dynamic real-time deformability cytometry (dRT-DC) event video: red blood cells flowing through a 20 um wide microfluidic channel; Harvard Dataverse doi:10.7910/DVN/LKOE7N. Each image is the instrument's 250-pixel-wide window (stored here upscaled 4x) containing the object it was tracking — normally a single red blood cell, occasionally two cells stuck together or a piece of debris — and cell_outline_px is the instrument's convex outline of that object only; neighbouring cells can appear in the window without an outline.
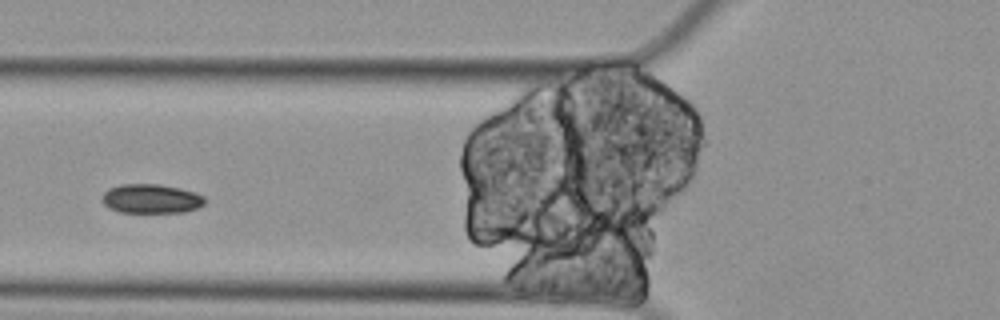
{"species": "Egyptian fruit bat (a non-hibernating species)", "species_latin": "Rousettus aegyptiacus", "temperature_condition": "cold", "stored_images_in_passage": 7, "segment_of_instrument_passage": [2, 2], "camera_frame_rate_fps": 3000, "um_per_image_px": 0.085, "animal": {"sex": "female"}, "frame": {"image": 1, "passage_image": 5, "time_ms": 1.333, "image_size_px": [1000, 320], "cell_outline_px": [[204, 204], [196, 208], [184, 212], [120, 212], [108, 208], [100, 200], [104, 192], [108, 188], [120, 184], [160, 184], [180, 188], [196, 192], [204, 196]], "centroid_in_image_um": [12.82, 16.88], "position_along_channel_um": 113.0, "area_um2": 17.63}}
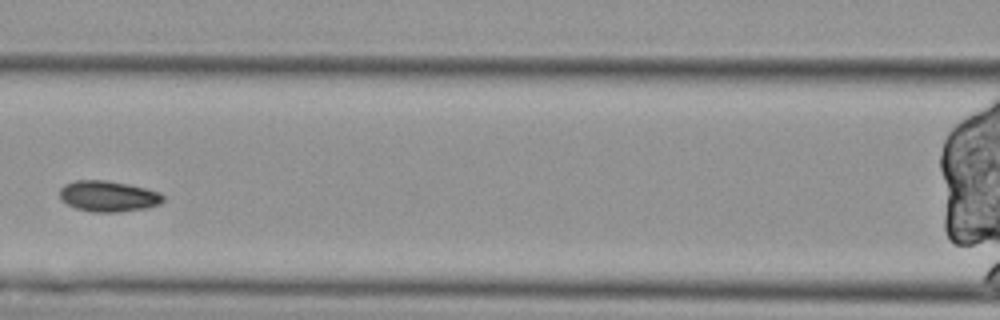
{"frame": {"image": 2, "passage_image": 6, "time_ms": 1.667, "image_size_px": [1000, 320], "cell_outline_px": [[164, 200], [160, 204], [148, 208], [120, 212], [92, 212], [76, 208], [60, 200], [60, 188], [64, 184], [76, 180], [104, 180], [128, 184], [160, 192], [164, 196]], "centroid_in_image_um": [9.21, 16.68], "position_along_channel_um": 157.4, "area_um2": 18.73}}
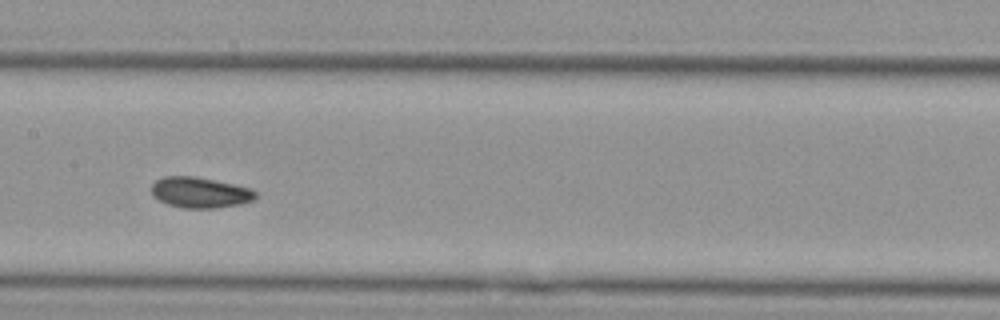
{"frame": {"image": 3, "passage_image": 7, "time_ms": 2.0, "image_size_px": [1000, 320], "cell_outline_px": [[256, 200], [240, 204], [216, 208], [180, 208], [168, 204], [152, 196], [152, 184], [156, 180], [164, 176], [196, 176], [216, 180], [252, 188], [256, 192]], "centroid_in_image_um": [17.02, 16.36], "position_along_channel_um": 190.4, "area_um2": 18.84}}